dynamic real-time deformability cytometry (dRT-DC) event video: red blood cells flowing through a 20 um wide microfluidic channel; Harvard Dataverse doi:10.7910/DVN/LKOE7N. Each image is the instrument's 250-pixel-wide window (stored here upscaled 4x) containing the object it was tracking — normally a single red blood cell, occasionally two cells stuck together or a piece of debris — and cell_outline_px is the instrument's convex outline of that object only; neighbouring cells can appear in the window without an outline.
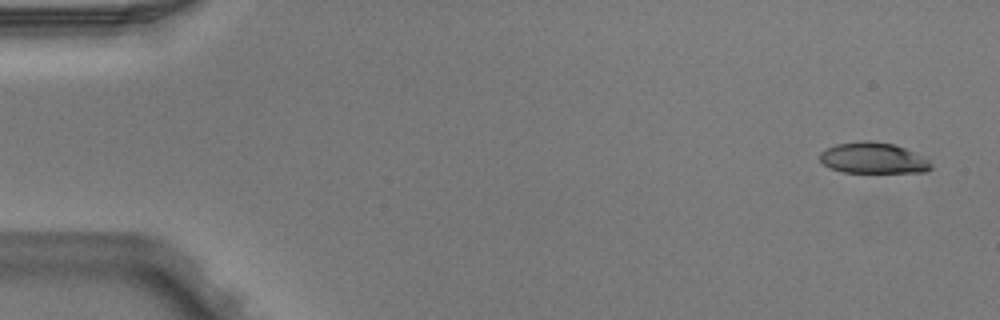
{"species": "Egyptian fruit bat (a non-hibernating species)", "species_latin": "Rousettus aegyptiacus", "temperature_condition": "warm", "stored_images_in_passage": 6, "segment_of_instrument_passage": [2, 2], "camera_frame_rate_fps": 3000, "um_per_image_px": 0.085, "animal": {"sex": "male"}, "frame": {"image": 1, "passage_image": 6, "time_ms": 1.667, "image_size_px": [1000, 320], "cell_outline_px": [[932, 168], [924, 172], [844, 172], [832, 168], [824, 164], [820, 160], [820, 152], [836, 144], [860, 140], [872, 140], [892, 144], [904, 148], [928, 160], [932, 164]], "centroid_in_image_um": [74.2, 13.43], "position_along_channel_um": 10.8, "area_um2": 19.83}}